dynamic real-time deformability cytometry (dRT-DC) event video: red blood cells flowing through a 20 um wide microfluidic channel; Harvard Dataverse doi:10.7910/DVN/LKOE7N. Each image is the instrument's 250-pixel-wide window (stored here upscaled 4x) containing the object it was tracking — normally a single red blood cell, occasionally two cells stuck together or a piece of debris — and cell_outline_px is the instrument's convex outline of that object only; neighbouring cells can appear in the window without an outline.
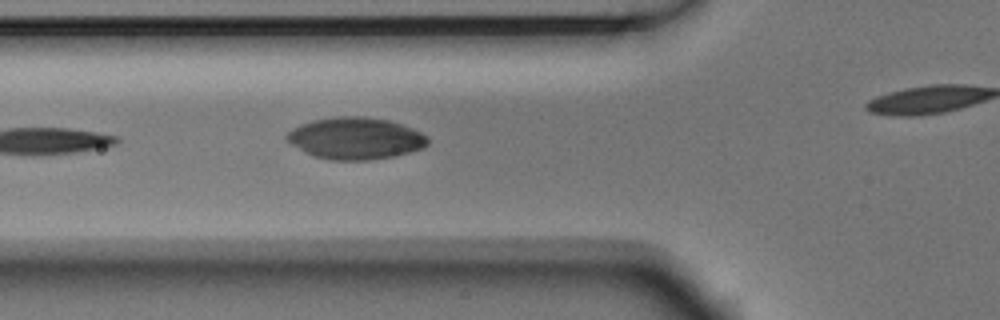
{"species": "Egyptian fruit bat (a non-hibernating species)", "species_latin": "Rousettus aegyptiacus", "temperature_condition": "room temperature", "stored_images_in_passage": 5, "segment_of_instrument_passage": [1, 2], "camera_frame_rate_fps": 3000, "um_per_image_px": 0.085, "animal": {"sex": "male"}, "frame": {"image": 1, "passage_image": 4, "time_ms": 1.0, "image_size_px": [1000, 320], "cell_outline_px": [[428, 144], [424, 148], [392, 156], [368, 160], [328, 160], [312, 156], [292, 144], [284, 136], [292, 128], [300, 124], [312, 120], [336, 116], [364, 116], [388, 120], [404, 124], [428, 136]], "centroid_in_image_um": [30.21, 11.75], "position_along_channel_um": 95.6, "area_um2": 34.51}}